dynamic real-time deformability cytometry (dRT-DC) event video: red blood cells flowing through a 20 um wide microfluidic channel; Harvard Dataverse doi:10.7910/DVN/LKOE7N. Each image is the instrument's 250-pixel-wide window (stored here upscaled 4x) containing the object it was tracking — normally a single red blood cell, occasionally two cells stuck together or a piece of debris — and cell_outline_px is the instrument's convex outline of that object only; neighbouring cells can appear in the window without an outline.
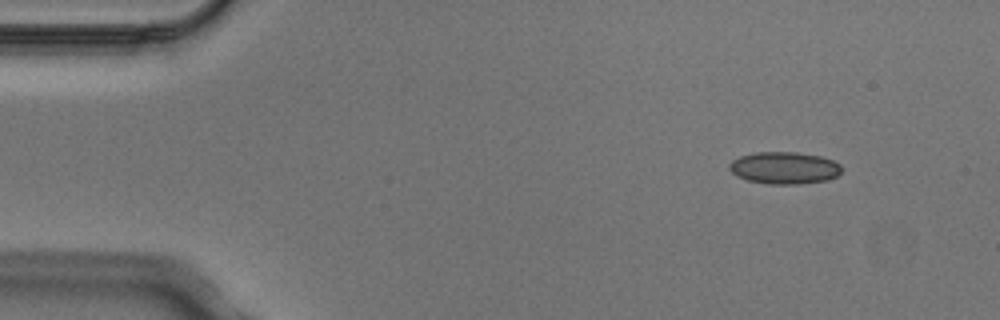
{"species": "Egyptian fruit bat (a non-hibernating species)", "species_latin": "Rousettus aegyptiacus", "temperature_condition": "cold", "stored_images_in_passage": 3, "camera_frame_rate_fps": 3000, "um_per_image_px": 0.085, "animal": {"sex": "male"}, "frame": {"image": 1, "passage_image": 1, "time_ms": 0.0, "image_size_px": [1000, 320], "cell_outline_px": [[840, 172], [836, 176], [828, 180], [796, 184], [768, 184], [748, 180], [736, 176], [728, 168], [728, 164], [732, 160], [740, 156], [756, 152], [796, 152], [820, 156], [832, 160], [840, 164]], "centroid_in_image_um": [66.63, 14.27], "position_along_channel_um": 18.4, "area_um2": 20.98}}